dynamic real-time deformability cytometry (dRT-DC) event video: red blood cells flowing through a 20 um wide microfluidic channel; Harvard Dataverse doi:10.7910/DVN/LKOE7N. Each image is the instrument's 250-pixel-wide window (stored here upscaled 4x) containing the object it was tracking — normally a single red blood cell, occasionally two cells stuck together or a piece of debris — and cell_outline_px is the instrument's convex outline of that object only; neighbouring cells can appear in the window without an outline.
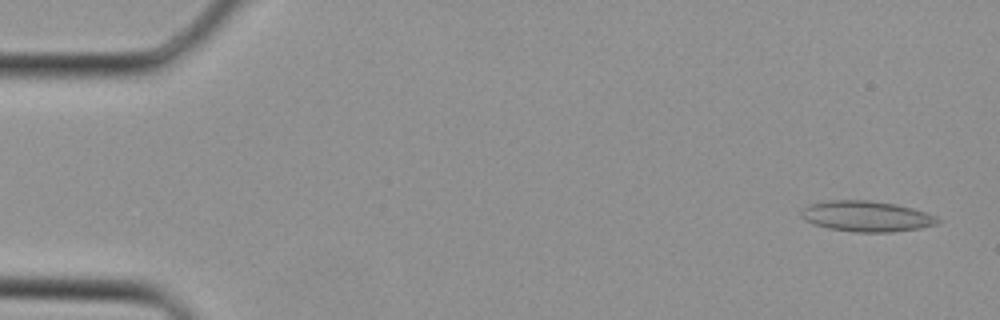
{"species": "Egyptian fruit bat (a non-hibernating species)", "species_latin": "Rousettus aegyptiacus", "temperature_condition": "cold", "stored_images_in_passage": 36, "camera_frame_rate_fps": 3000, "um_per_image_px": 0.085, "animal": {"sex": "female"}, "frame": {"image": 1, "passage_image": 2, "time_ms": 0.333, "image_size_px": [1000, 320], "cell_outline_px": [[940, 220], [936, 224], [920, 228], [892, 232], [852, 232], [828, 228], [812, 224], [804, 220], [800, 216], [800, 212], [808, 204], [828, 200], [868, 200], [896, 204], [912, 208], [936, 216]], "centroid_in_image_um": [73.6, 18.38], "position_along_channel_um": 11.4, "area_um2": 24.51}}
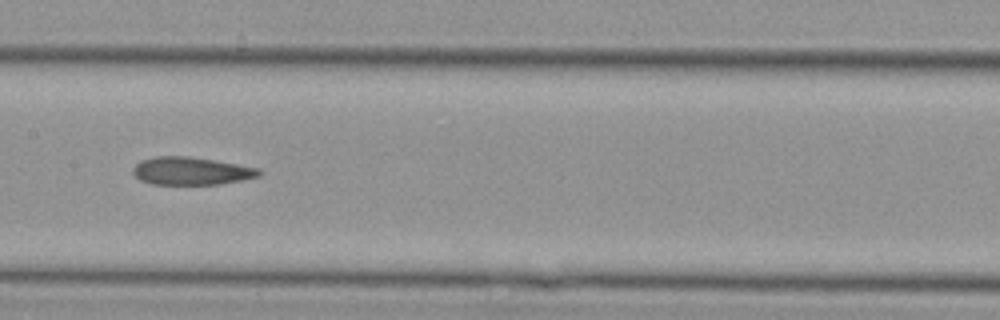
{"frame": {"image": 2, "passage_image": 18, "time_ms": 5.667, "image_size_px": [1000, 320], "cell_outline_px": [[264, 172], [260, 176], [220, 184], [152, 184], [140, 180], [132, 172], [132, 168], [140, 160], [156, 156], [188, 156], [260, 168]], "centroid_in_image_um": [16.25, 14.53], "position_along_channel_um": 191.2, "area_um2": 20.4}}
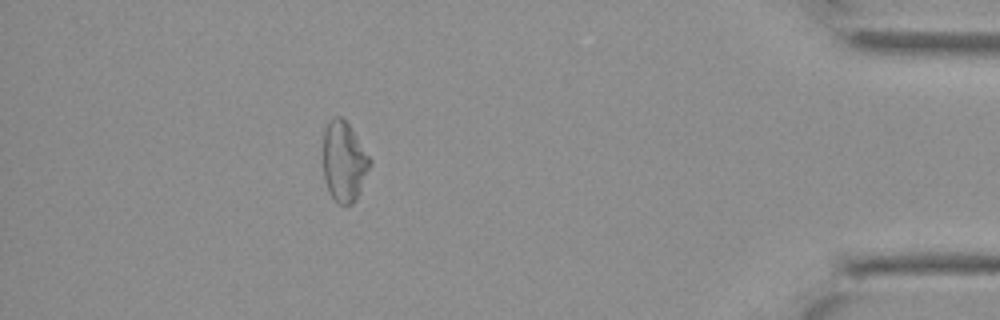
{"frame": {"image": 3, "passage_image": 32, "time_ms": 10.333, "image_size_px": [1000, 320], "cell_outline_px": [[372, 164], [356, 200], [352, 204], [340, 204], [332, 196], [324, 180], [324, 128], [336, 116], [340, 116], [348, 124], [372, 160]], "centroid_in_image_um": [29.26, 13.75], "position_along_channel_um": 405.9, "area_um2": 21.5}}